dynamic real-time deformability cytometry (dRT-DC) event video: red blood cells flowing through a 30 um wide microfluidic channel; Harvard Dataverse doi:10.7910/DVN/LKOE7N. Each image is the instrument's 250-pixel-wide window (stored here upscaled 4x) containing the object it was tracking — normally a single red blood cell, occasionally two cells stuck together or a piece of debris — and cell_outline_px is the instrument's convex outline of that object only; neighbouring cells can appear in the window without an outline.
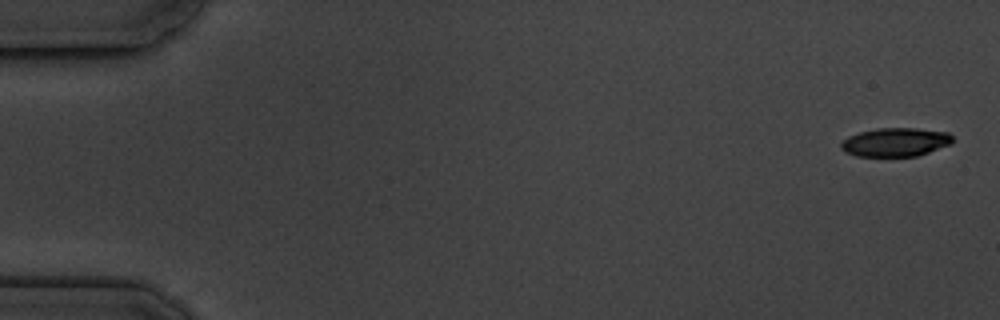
{"species": "common noctule bat (a hibernating species)", "species_latin": "Nyctalus noctula", "temperature_condition": "cold", "stored_images_in_passage": 5, "camera_frame_rate_fps": 3000, "um_per_image_px": 0.085, "animal": {"sex": "male", "body_mass_g": 19.5, "forearm_length_mm": 54.6}, "frame": {"image": 1, "passage_image": 1, "time_ms": 0.0, "image_size_px": [1000, 320], "cell_outline_px": [[956, 140], [952, 144], [916, 156], [856, 156], [844, 152], [840, 148], [840, 144], [848, 136], [860, 132], [880, 128], [916, 128], [948, 132]], "centroid_in_image_um": [76.13, 12.08], "position_along_channel_um": 8.9, "area_um2": 18.73}}
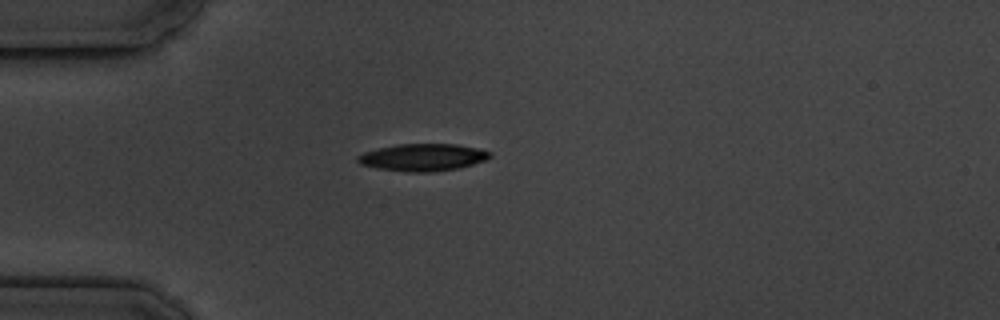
{"frame": {"image": 2, "passage_image": 5, "time_ms": 4.667, "image_size_px": [1000, 320], "cell_outline_px": [[492, 156], [484, 160], [460, 168], [432, 172], [408, 172], [376, 168], [360, 164], [356, 160], [356, 156], [364, 152], [376, 148], [400, 144], [456, 144], [476, 148], [492, 152]], "centroid_in_image_um": [35.91, 13.37], "position_along_channel_um": 49.1, "area_um2": 21.04}}